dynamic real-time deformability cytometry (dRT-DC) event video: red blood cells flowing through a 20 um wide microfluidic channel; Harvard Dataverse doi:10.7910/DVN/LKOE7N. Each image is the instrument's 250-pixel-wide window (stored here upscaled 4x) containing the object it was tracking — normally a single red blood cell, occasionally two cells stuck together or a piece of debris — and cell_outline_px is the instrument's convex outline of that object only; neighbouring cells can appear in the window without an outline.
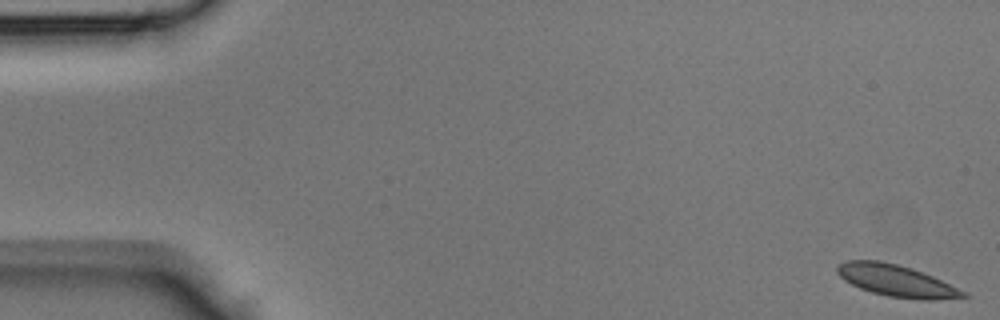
{"species": "Egyptian fruit bat (a non-hibernating species)", "species_latin": "Rousettus aegyptiacus", "temperature_condition": "room temperature", "stored_images_in_passage": 9, "camera_frame_rate_fps": 3000, "um_per_image_px": 0.085, "animal": {"sex": "male"}, "frame": {"image": 1, "passage_image": 1, "time_ms": 0.0, "image_size_px": [1000, 320], "cell_outline_px": [[972, 296], [936, 300], [920, 300], [888, 296], [872, 292], [860, 288], [844, 280], [836, 272], [836, 264], [844, 260], [880, 260], [912, 268], [932, 276], [968, 292]], "centroid_in_image_um": [76.2, 23.86], "position_along_channel_um": 8.8, "area_um2": 23.52}}